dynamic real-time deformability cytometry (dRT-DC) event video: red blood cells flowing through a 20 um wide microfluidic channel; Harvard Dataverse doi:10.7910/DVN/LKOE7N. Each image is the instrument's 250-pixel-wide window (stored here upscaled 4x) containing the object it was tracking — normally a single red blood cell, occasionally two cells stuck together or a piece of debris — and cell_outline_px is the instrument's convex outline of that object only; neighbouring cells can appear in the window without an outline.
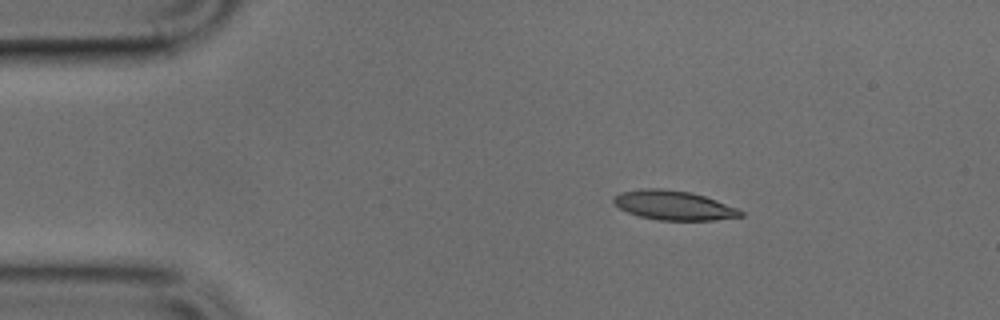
{"species": "common noctule bat (a hibernating species)", "species_latin": "Nyctalus noctula", "temperature_condition": "cold", "stored_images_in_passage": 42, "camera_frame_rate_fps": 3000, "um_per_image_px": 0.085, "animal": {"sex": "male", "body_mass_g": 17.9, "forearm_length_mm": 54.2}, "frame": {"image": 1, "passage_image": 1, "time_ms": 0.0, "image_size_px": [1000, 320], "cell_outline_px": [[744, 216], [712, 220], [660, 220], [640, 216], [628, 212], [620, 208], [612, 200], [620, 192], [640, 188], [660, 188], [692, 192], [740, 208], [744, 212]], "centroid_in_image_um": [57.31, 17.44], "position_along_channel_um": 27.7, "area_um2": 21.73}}
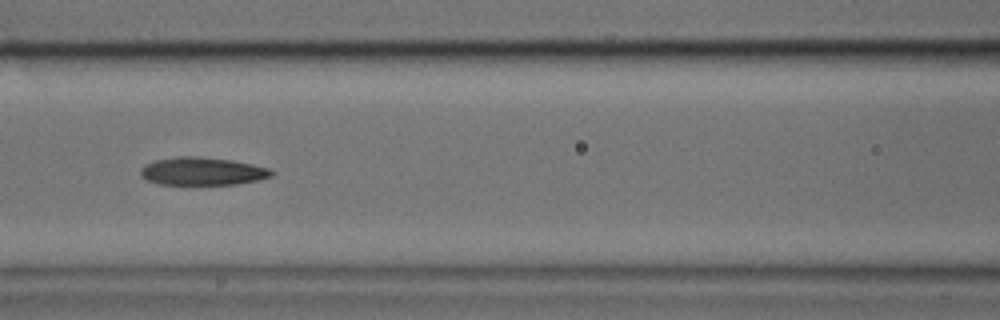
{"frame": {"image": 2, "passage_image": 14, "time_ms": 4.333, "image_size_px": [1000, 320], "cell_outline_px": [[276, 172], [272, 176], [256, 180], [236, 184], [160, 184], [148, 180], [140, 176], [140, 168], [144, 164], [156, 160], [176, 156], [200, 156], [232, 160], [252, 164], [268, 168]], "centroid_in_image_um": [17.18, 14.54], "position_along_channel_um": 149.4, "area_um2": 21.33}}
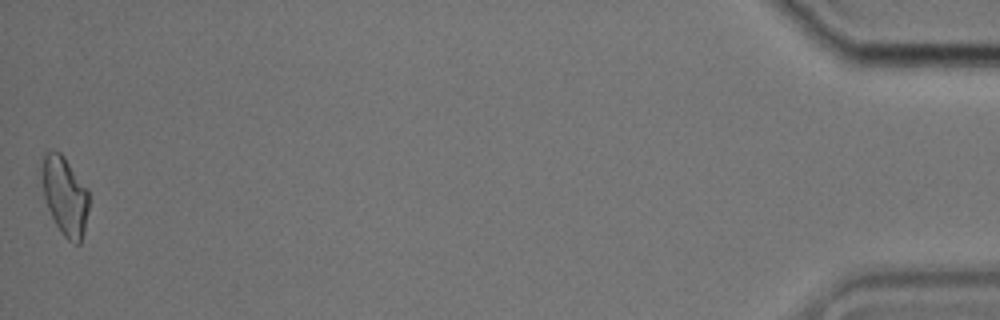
{"frame": {"image": 3, "passage_image": 42, "time_ms": 13.667, "image_size_px": [1000, 320], "cell_outline_px": [[88, 208], [84, 232], [80, 244], [76, 244], [68, 240], [60, 232], [48, 208], [44, 196], [44, 152], [60, 152], [64, 156], [88, 188]], "centroid_in_image_um": [5.57, 16.69], "position_along_channel_um": 429.6, "area_um2": 20.98}}